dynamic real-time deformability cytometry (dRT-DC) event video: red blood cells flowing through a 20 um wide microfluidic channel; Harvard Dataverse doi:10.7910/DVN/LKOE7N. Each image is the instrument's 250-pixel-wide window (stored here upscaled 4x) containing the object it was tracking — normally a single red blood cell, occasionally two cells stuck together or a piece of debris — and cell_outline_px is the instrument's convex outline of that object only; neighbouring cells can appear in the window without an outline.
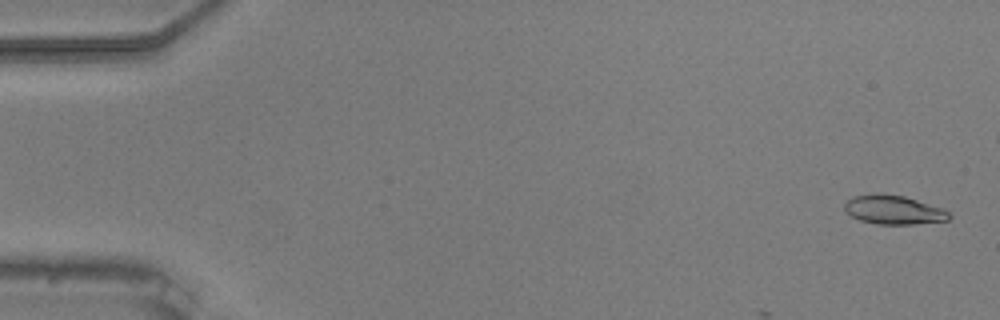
{"species": "common noctule bat (a hibernating species)", "species_latin": "Nyctalus noctula", "temperature_condition": "warm", "stored_images_in_passage": 9, "camera_frame_rate_fps": 3000, "um_per_image_px": 0.085, "animal": {"sex": "male", "body_mass_g": 20.5, "forearm_length_mm": 52.5}, "frame": {"image": 1, "passage_image": 2, "time_ms": 0.333, "image_size_px": [1000, 320], "cell_outline_px": [[952, 216], [948, 220], [916, 224], [876, 224], [860, 220], [852, 216], [844, 208], [844, 204], [852, 196], [876, 192], [904, 196], [944, 208]], "centroid_in_image_um": [75.96, 17.82], "position_along_channel_um": 9.0, "area_um2": 17.8}}